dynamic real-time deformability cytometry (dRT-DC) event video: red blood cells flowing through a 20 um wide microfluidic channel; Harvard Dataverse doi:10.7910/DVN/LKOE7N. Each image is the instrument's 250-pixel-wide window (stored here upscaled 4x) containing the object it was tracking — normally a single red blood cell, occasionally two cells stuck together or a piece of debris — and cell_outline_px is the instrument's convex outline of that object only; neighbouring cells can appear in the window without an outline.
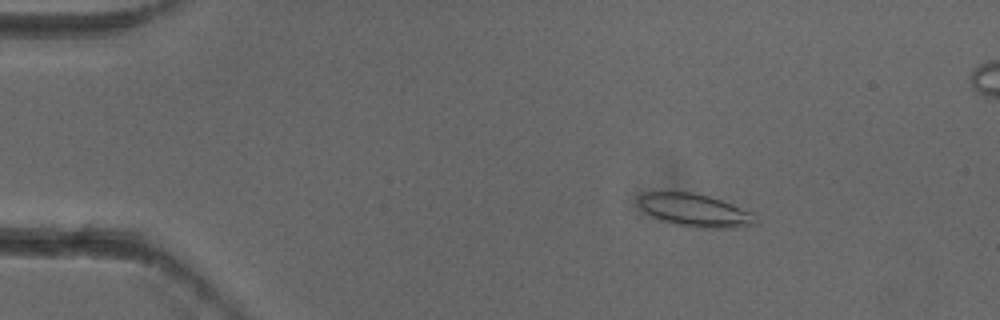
{"species": "common noctule bat (a hibernating species)", "species_latin": "Nyctalus noctula", "temperature_condition": "cold", "stored_images_in_passage": 5, "camera_frame_rate_fps": 3000, "um_per_image_px": 0.085, "animal": {"sex": "female"}, "frame": {"image": 1, "passage_image": 2, "time_ms": 0.333, "image_size_px": [1000, 320], "cell_outline_px": [[756, 224], [736, 228], [692, 228], [672, 224], [660, 220], [652, 216], [640, 208], [636, 200], [640, 196], [648, 192], [692, 192], [708, 196], [732, 204], [752, 212]], "centroid_in_image_um": [59.03, 17.89], "position_along_channel_um": 26.0, "area_um2": 22.48}}